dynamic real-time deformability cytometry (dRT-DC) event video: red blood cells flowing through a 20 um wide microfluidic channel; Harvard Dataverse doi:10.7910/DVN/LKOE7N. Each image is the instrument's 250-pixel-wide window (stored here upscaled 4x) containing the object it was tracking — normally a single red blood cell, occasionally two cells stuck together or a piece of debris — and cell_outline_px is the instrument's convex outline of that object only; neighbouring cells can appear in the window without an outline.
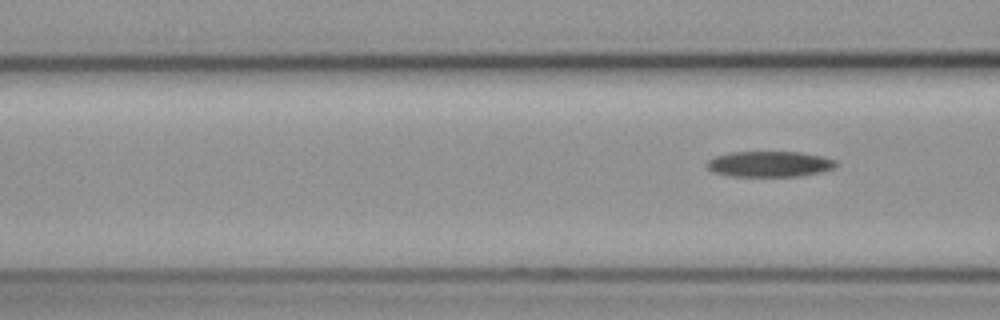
{"species": "common noctule bat (a hibernating species)", "species_latin": "Nyctalus noctula", "temperature_condition": "cold", "stored_images_in_passage": 11, "camera_frame_rate_fps": 3000, "um_per_image_px": 0.085, "animal": {"sex": "female", "body_mass_g": 19.3, "forearm_length_mm": 54.1}, "frame": {"image": 1, "passage_image": 11, "time_ms": 3.333, "image_size_px": [1000, 320], "cell_outline_px": [[840, 164], [832, 168], [820, 172], [800, 176], [728, 176], [712, 172], [708, 168], [708, 160], [716, 156], [728, 152], [800, 152], [824, 156], [836, 160]], "centroid_in_image_um": [65.43, 13.94], "position_along_channel_um": 101.2, "area_um2": 19.42}}